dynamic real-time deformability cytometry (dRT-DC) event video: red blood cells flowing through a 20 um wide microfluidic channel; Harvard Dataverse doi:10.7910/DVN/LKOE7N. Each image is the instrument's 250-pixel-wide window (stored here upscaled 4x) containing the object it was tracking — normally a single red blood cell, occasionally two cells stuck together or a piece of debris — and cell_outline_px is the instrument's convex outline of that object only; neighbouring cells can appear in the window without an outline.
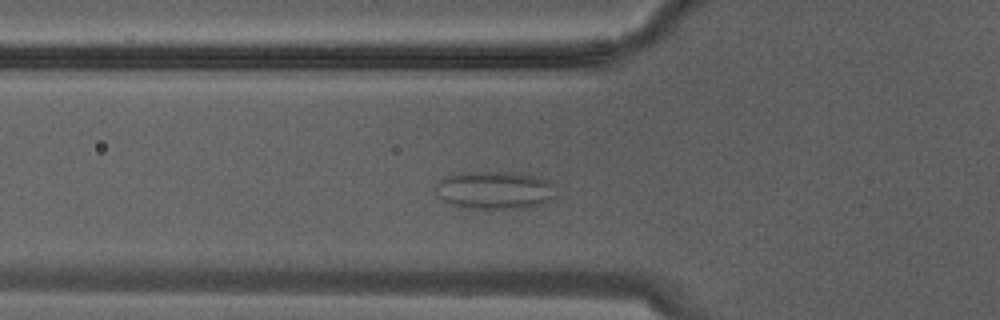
{"species": "Egyptian fruit bat (a non-hibernating species)", "species_latin": "Rousettus aegyptiacus", "temperature_condition": "warm", "stored_images_in_passage": 15, "camera_frame_rate_fps": 3000, "um_per_image_px": 0.085, "animal": {"sex": "male"}, "frame": {"image": 1, "passage_image": 7, "time_ms": 2.0, "image_size_px": [1000, 320], "cell_outline_px": [[556, 196], [552, 200], [544, 204], [524, 208], [460, 208], [444, 200], [436, 192], [436, 184], [440, 180], [448, 176], [460, 172], [520, 172], [540, 176], [556, 184]], "centroid_in_image_um": [42.15, 16.15], "position_along_channel_um": 83.7, "area_um2": 27.11}}